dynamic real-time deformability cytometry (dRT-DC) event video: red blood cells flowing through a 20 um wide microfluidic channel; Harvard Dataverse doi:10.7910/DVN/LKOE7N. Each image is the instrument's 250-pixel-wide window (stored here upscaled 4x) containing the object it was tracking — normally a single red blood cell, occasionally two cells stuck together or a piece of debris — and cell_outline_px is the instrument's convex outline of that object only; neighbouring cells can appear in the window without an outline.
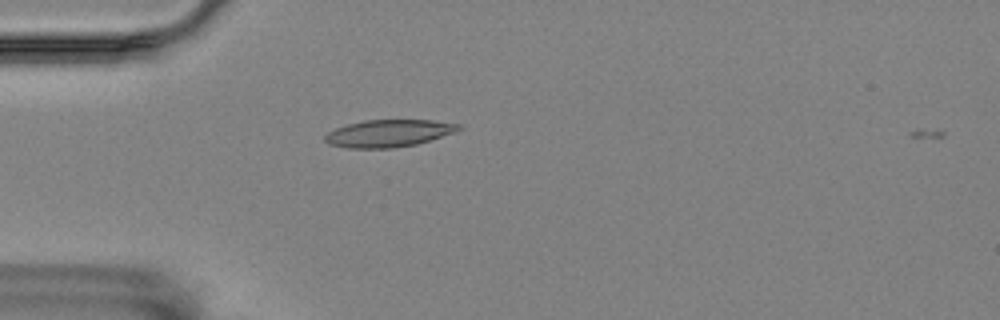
{"species": "Egyptian fruit bat (a non-hibernating species)", "species_latin": "Rousettus aegyptiacus", "temperature_condition": "room temperature", "stored_images_in_passage": 6, "camera_frame_rate_fps": 3000, "um_per_image_px": 0.085, "animal": {"sex": "female"}, "frame": {"image": 1, "passage_image": 5, "time_ms": 1.333, "image_size_px": [1000, 320], "cell_outline_px": [[464, 128], [456, 132], [416, 144], [396, 148], [348, 148], [328, 144], [324, 140], [324, 136], [328, 132], [336, 128], [348, 124], [364, 120], [432, 120], [460, 124]], "centroid_in_image_um": [33.05, 11.33], "position_along_channel_um": 52.0, "area_um2": 21.33}}